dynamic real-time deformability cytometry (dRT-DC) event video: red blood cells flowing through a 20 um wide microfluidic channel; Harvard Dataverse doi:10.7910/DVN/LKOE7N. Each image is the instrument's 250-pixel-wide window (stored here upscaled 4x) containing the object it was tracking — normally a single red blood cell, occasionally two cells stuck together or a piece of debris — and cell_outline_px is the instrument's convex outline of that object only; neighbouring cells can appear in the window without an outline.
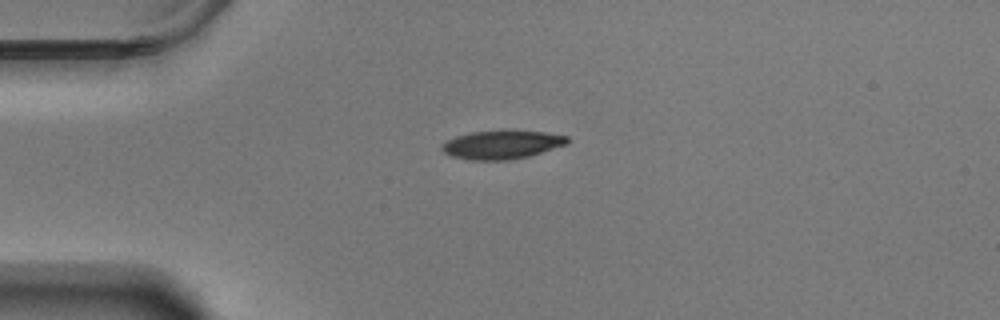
{"species": "Egyptian fruit bat (a non-hibernating species)", "species_latin": "Rousettus aegyptiacus", "temperature_condition": "warm", "stored_images_in_passage": 44, "camera_frame_rate_fps": 3000, "um_per_image_px": 0.085, "animal": {"sex": "male"}, "frame": {"image": 1, "passage_image": 1, "time_ms": 0.0, "image_size_px": [1000, 320], "cell_outline_px": [[568, 144], [528, 156], [508, 160], [468, 160], [452, 156], [444, 152], [440, 148], [448, 140], [456, 136], [472, 132], [504, 128], [544, 132], [568, 136]], "centroid_in_image_um": [42.67, 12.26], "position_along_channel_um": 42.3, "area_um2": 21.27}}
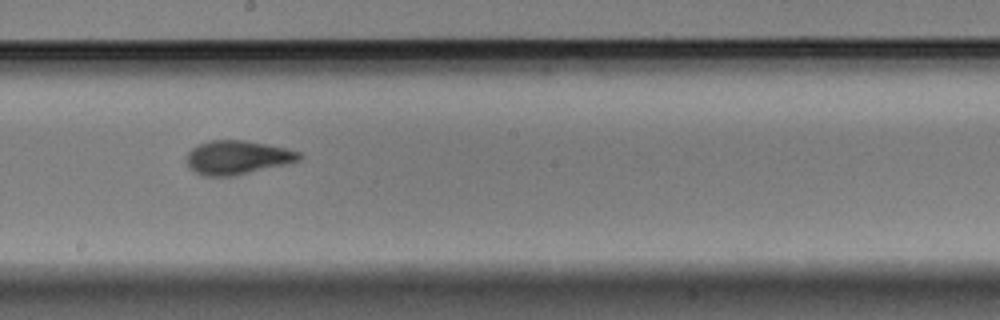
{"frame": {"image": 2, "passage_image": 19, "time_ms": 6.0, "image_size_px": [1000, 320], "cell_outline_px": [[304, 156], [300, 160], [284, 164], [232, 176], [204, 176], [196, 172], [188, 164], [188, 152], [192, 148], [208, 140], [244, 140], [284, 148], [300, 152]], "centroid_in_image_um": [20.18, 13.37], "position_along_channel_um": 228.0, "area_um2": 21.73}}
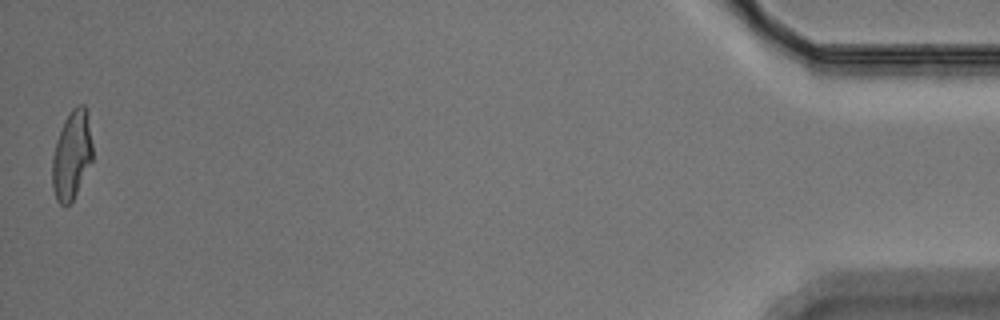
{"frame": {"image": 3, "passage_image": 44, "time_ms": 14.333, "image_size_px": [1000, 320], "cell_outline_px": [[92, 160], [72, 200], [64, 208], [56, 200], [52, 188], [52, 156], [56, 140], [64, 120], [72, 108], [80, 104], [84, 104], [88, 112], [92, 144]], "centroid_in_image_um": [6.08, 13.16], "position_along_channel_um": 429.1, "area_um2": 20.87}, "authors_computed_cell_mechanics": {"area_um2": 21.6172, "velocity_mm_per_s": 3.5022, "shape_relaxation_time_tau1_ms": 3.6182, "shape_relaxation_time_tau2_ms": 1.3574, "deformation_change_tau1": 0.1749, "deformation_change_tau2": 0.0756}}